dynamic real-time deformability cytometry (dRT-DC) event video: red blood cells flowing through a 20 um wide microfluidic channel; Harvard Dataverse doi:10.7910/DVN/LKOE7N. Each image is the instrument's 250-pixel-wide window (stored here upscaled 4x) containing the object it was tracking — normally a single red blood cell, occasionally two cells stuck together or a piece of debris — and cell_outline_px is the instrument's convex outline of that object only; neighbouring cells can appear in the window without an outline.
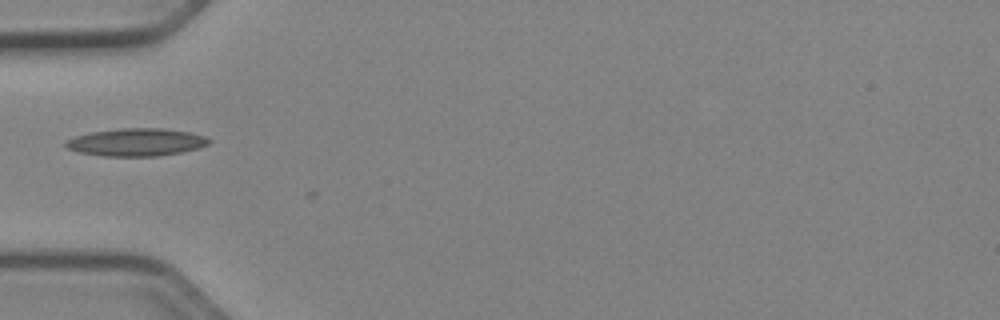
{"species": "Egyptian fruit bat (a non-hibernating species)", "species_latin": "Rousettus aegyptiacus", "temperature_condition": "cold", "stored_images_in_passage": 3, "camera_frame_rate_fps": 3000, "um_per_image_px": 0.085, "animal": {"sex": "female"}, "frame": {"image": 1, "passage_image": 1, "time_ms": 0.0, "image_size_px": [1000, 320], "cell_outline_px": [[212, 140], [208, 144], [196, 148], [180, 152], [156, 156], [100, 156], [80, 152], [68, 148], [64, 144], [64, 140], [76, 136], [92, 132], [120, 128], [160, 128], [188, 132], [204, 136]], "centroid_in_image_um": [11.55, 12.08], "position_along_channel_um": 73.5, "area_um2": 22.89}}